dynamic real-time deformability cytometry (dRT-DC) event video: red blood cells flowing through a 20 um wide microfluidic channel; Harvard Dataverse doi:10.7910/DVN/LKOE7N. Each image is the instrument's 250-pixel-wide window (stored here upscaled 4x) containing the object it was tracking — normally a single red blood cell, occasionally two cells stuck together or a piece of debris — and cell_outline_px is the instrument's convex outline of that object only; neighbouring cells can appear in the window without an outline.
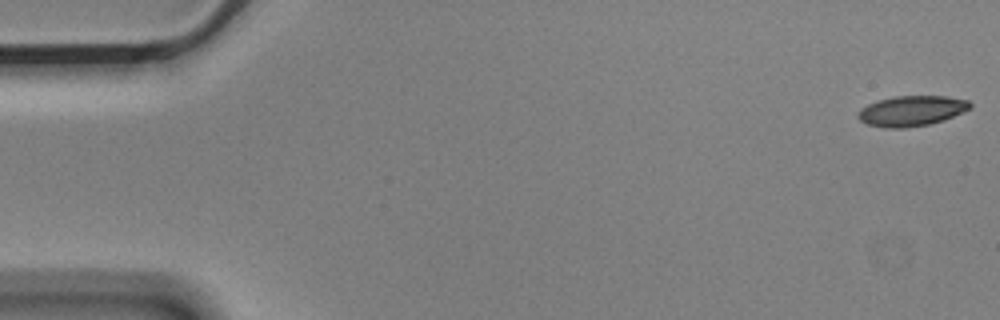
{"species": "Egyptian fruit bat (a non-hibernating species)", "species_latin": "Rousettus aegyptiacus", "temperature_condition": "cold", "stored_images_in_passage": 6, "camera_frame_rate_fps": 3000, "um_per_image_px": 0.085, "animal": {"sex": "male"}, "frame": {"image": 1, "passage_image": 1, "time_ms": 0.0, "image_size_px": [1000, 320], "cell_outline_px": [[972, 108], [944, 120], [928, 124], [904, 128], [884, 128], [868, 124], [860, 120], [856, 116], [868, 104], [892, 96], [948, 96], [968, 100], [972, 104]], "centroid_in_image_um": [77.53, 9.42], "position_along_channel_um": 7.5, "area_um2": 19.71}}
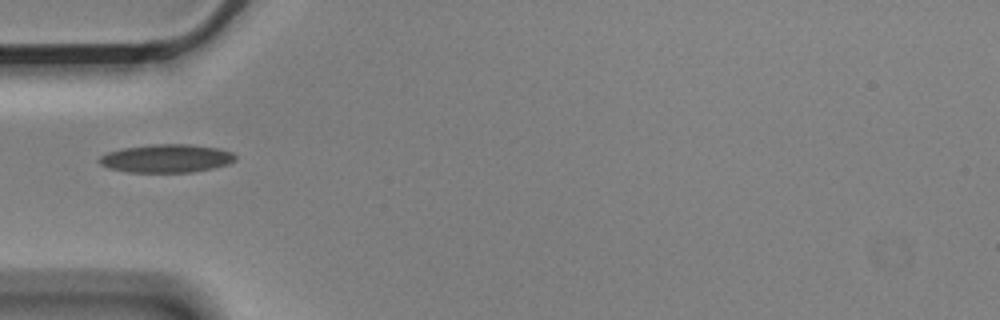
{"frame": {"image": 2, "passage_image": 5, "time_ms": 1.333, "image_size_px": [1000, 320], "cell_outline_px": [[236, 160], [228, 164], [212, 168], [192, 172], [128, 172], [108, 168], [100, 164], [96, 160], [100, 156], [108, 152], [124, 148], [152, 144], [188, 144], [220, 148], [232, 152], [236, 156]], "centroid_in_image_um": [14.14, 13.46], "position_along_channel_um": 70.9, "area_um2": 22.48}}
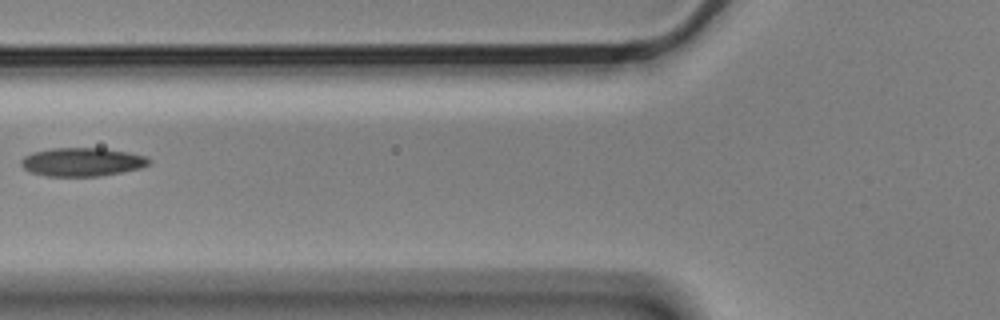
{"frame": {"image": 3, "passage_image": 6, "time_ms": 1.667, "image_size_px": [1000, 320], "cell_outline_px": [[152, 160], [148, 164], [140, 168], [100, 176], [44, 176], [32, 172], [24, 168], [20, 164], [20, 160], [24, 156], [32, 152], [52, 148], [104, 148], [128, 152], [148, 156]], "centroid_in_image_um": [6.98, 13.76], "position_along_channel_um": 118.8, "area_um2": 21.33}}